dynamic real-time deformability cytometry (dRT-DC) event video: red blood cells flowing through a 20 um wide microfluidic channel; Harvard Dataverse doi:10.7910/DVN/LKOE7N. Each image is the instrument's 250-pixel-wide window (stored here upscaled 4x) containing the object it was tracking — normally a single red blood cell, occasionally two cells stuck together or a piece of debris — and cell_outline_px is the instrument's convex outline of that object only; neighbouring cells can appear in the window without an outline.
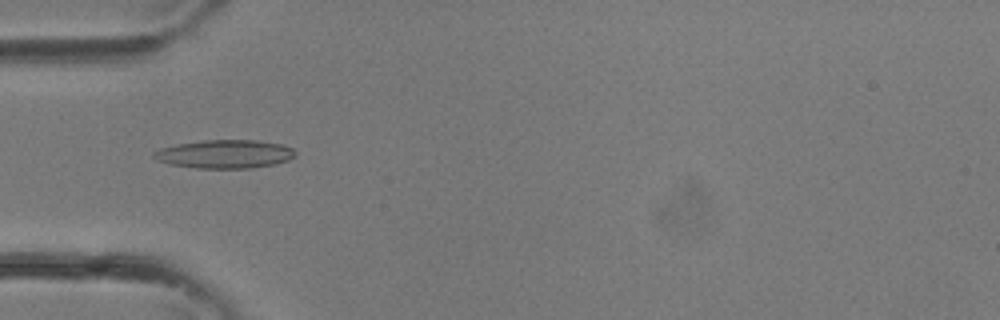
{"species": "common noctule bat (a hibernating species)", "species_latin": "Nyctalus noctula", "temperature_condition": "room temperature", "stored_images_in_passage": 34, "camera_frame_rate_fps": 3000, "um_per_image_px": 0.085, "animal": {"sex": "female"}, "frame": {"image": 1, "passage_image": 11, "time_ms": 3.333, "image_size_px": [1000, 320], "cell_outline_px": [[296, 156], [288, 160], [272, 164], [252, 168], [196, 168], [168, 164], [156, 160], [152, 156], [152, 152], [160, 148], [176, 144], [204, 140], [256, 140], [280, 144], [292, 148], [296, 152]], "centroid_in_image_um": [19.06, 13.09], "position_along_channel_um": 65.9, "area_um2": 23.52}}
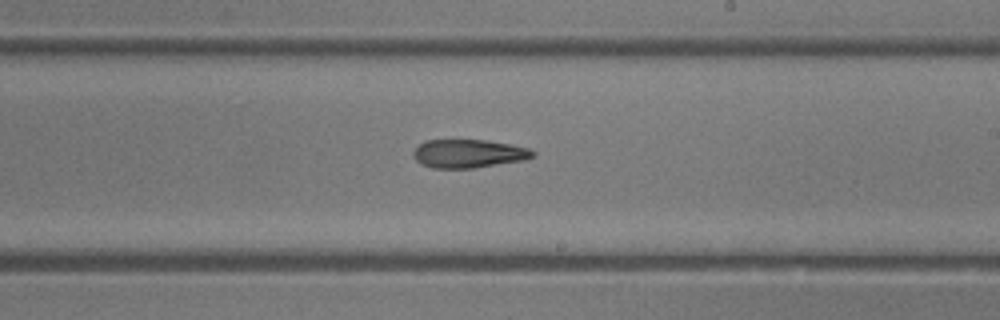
{"frame": {"image": 2, "passage_image": 20, "time_ms": 6.333, "image_size_px": [1000, 320], "cell_outline_px": [[536, 156], [524, 160], [472, 168], [432, 168], [420, 164], [412, 156], [412, 152], [424, 140], [484, 140], [508, 144], [528, 148], [536, 152]], "centroid_in_image_um": [39.8, 13.06], "position_along_channel_um": 249.2, "area_um2": 19.77}}
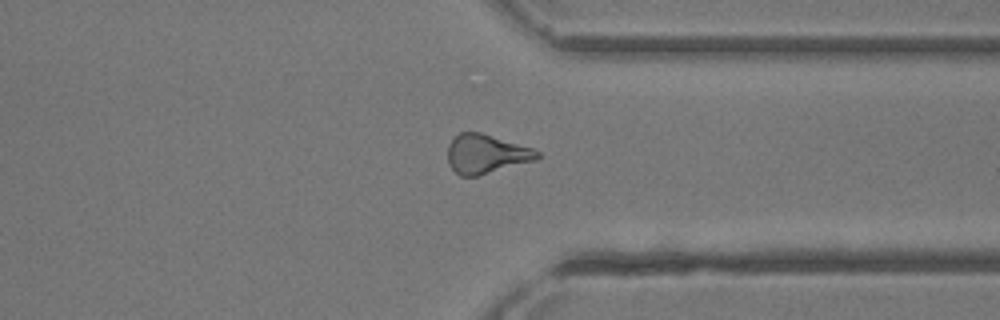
{"frame": {"image": 3, "passage_image": 26, "time_ms": 8.333, "image_size_px": [1000, 320], "cell_outline_px": [[540, 156], [536, 160], [476, 176], [460, 176], [448, 164], [448, 144], [460, 132], [480, 132], [532, 148], [540, 152]], "centroid_in_image_um": [41.31, 13.09], "position_along_channel_um": 370.1, "area_um2": 20.17}}